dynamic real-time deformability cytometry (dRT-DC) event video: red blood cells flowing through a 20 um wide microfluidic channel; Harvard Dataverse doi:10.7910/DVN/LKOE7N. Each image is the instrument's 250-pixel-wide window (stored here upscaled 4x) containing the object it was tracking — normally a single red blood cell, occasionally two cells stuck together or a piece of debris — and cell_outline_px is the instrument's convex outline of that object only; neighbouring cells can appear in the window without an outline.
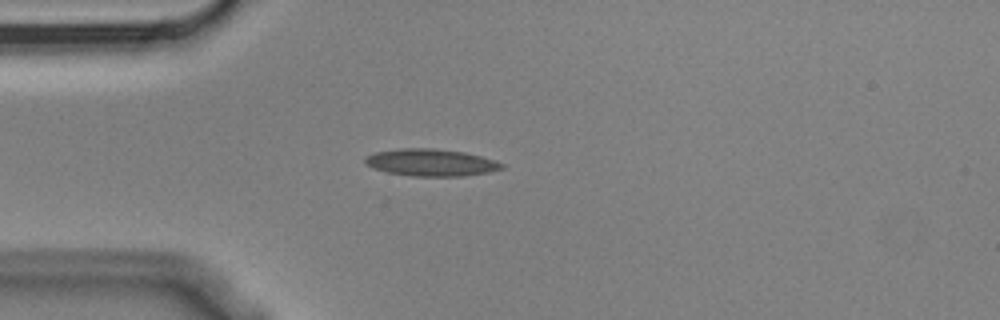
{"species": "Egyptian fruit bat (a non-hibernating species)", "species_latin": "Rousettus aegyptiacus", "temperature_condition": "cold", "stored_images_in_passage": 4, "camera_frame_rate_fps": 3000, "um_per_image_px": 0.085, "animal": {"sex": "male"}, "frame": {"image": 1, "passage_image": 3, "time_ms": 0.667, "image_size_px": [1000, 320], "cell_outline_px": [[504, 168], [488, 172], [460, 176], [412, 176], [388, 172], [376, 168], [368, 164], [364, 160], [368, 156], [376, 152], [400, 148], [432, 148], [464, 152], [480, 156], [504, 164]], "centroid_in_image_um": [36.66, 13.81], "position_along_channel_um": 48.3, "area_um2": 21.15}}